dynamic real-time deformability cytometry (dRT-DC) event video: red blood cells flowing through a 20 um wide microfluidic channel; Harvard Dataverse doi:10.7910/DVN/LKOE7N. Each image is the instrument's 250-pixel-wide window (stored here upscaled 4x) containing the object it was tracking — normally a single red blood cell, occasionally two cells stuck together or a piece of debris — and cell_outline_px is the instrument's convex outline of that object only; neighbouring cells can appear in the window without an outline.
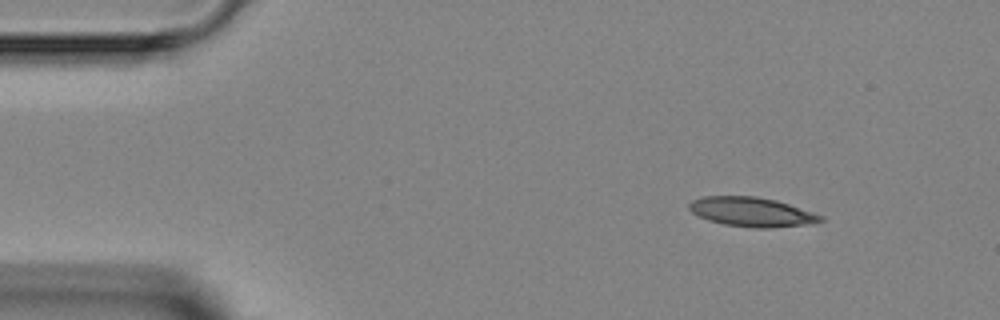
{"species": "Egyptian fruit bat (a non-hibernating species)", "species_latin": "Rousettus aegyptiacus", "temperature_condition": "room temperature", "stored_images_in_passage": 3, "camera_frame_rate_fps": 3000, "um_per_image_px": 0.085, "animal": {"sex": "female"}, "frame": {"image": 1, "passage_image": 1, "time_ms": 0.0, "image_size_px": [1000, 320], "cell_outline_px": [[824, 220], [812, 224], [772, 228], [752, 228], [724, 224], [708, 220], [692, 212], [688, 208], [688, 204], [692, 200], [704, 196], [756, 196], [776, 200], [824, 216]], "centroid_in_image_um": [63.91, 18.02], "position_along_channel_um": 21.1, "area_um2": 22.54}}